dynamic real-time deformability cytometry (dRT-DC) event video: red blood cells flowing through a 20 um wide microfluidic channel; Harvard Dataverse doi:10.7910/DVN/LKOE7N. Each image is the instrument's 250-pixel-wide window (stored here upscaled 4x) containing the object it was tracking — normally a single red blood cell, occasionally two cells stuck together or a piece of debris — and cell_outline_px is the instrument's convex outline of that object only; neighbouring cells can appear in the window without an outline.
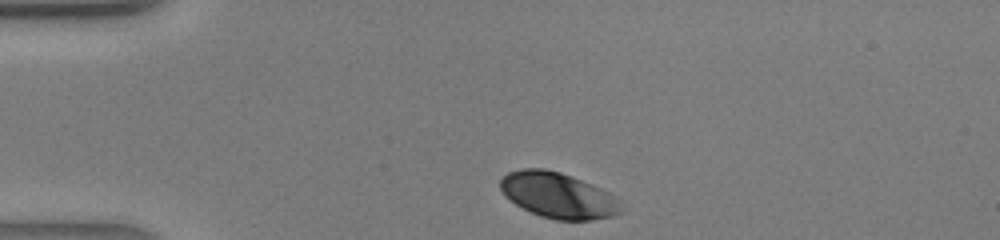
{"species": "human", "species_latin": "Homo sapiens", "temperature_condition": "warm", "stored_images_in_passage": 27, "camera_frame_rate_fps": 3000, "um_per_image_px": 0.085, "donor": {"sex": "male"}, "frame": {"image": 1, "passage_image": 1, "time_ms": 0.0, "image_size_px": [1000, 240], "cell_outline_px": [[620, 212], [612, 216], [592, 220], [556, 220], [540, 216], [516, 204], [500, 188], [500, 180], [508, 172], [520, 168], [544, 168], [560, 172], [592, 184], [616, 196]], "centroid_in_image_um": [47.43, 16.59], "position_along_channel_um": 37.6, "area_um2": 31.67}}
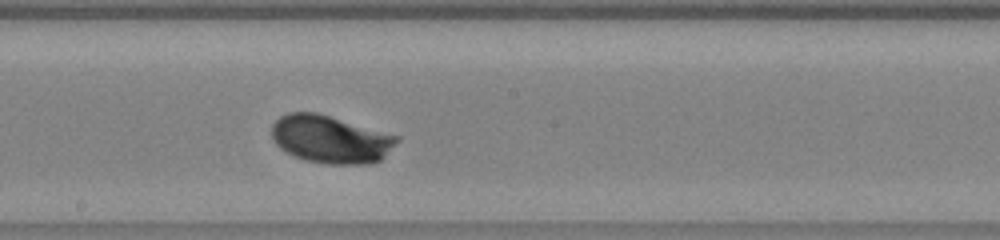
{"frame": {"image": 2, "passage_image": 15, "time_ms": 4.667, "image_size_px": [1000, 240], "cell_outline_px": [[400, 140], [380, 160], [368, 164], [328, 164], [308, 160], [296, 156], [280, 148], [272, 140], [272, 124], [280, 116], [288, 112], [316, 112], [400, 136]], "centroid_in_image_um": [28.1, 11.83], "position_along_channel_um": 220.1, "area_um2": 34.68}}
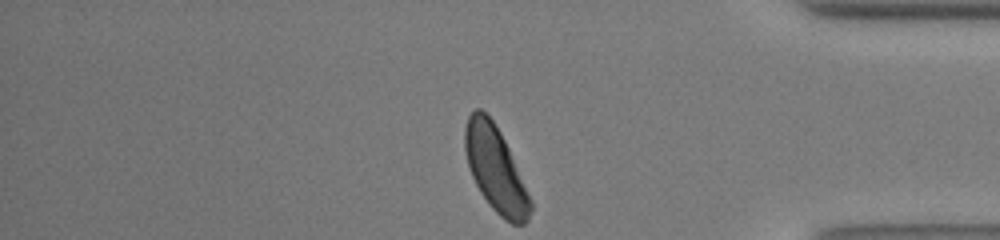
{"frame": {"image": 3, "passage_image": 27, "time_ms": 8.667, "image_size_px": [1000, 240], "cell_outline_px": [[532, 208], [528, 220], [524, 224], [512, 224], [504, 220], [492, 208], [480, 192], [472, 176], [468, 164], [464, 148], [464, 128], [468, 116], [476, 108], [480, 108], [492, 120], [500, 132], [508, 148], [532, 200]], "centroid_in_image_um": [42.11, 14.39], "position_along_channel_um": 393.1, "area_um2": 32.25}}